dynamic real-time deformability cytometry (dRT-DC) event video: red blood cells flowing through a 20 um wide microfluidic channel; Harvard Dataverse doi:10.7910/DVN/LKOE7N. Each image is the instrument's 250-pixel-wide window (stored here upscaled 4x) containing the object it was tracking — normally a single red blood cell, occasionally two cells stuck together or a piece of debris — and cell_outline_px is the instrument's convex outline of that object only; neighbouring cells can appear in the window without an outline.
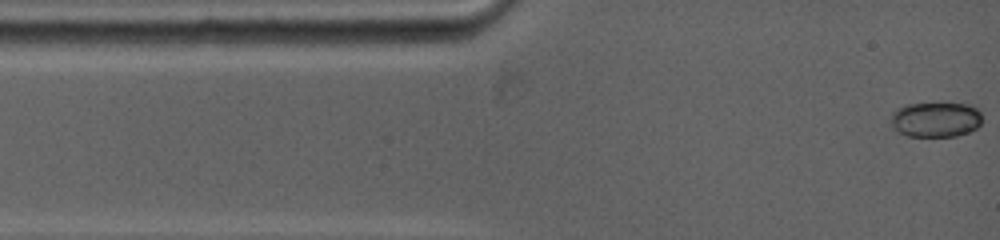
{"species": "common noctule bat (a hibernating species)", "species_latin": "Nyctalus noctula", "temperature_condition": "warm", "stored_images_in_passage": 56, "camera_frame_rate_fps": 5000, "um_per_image_px": 0.085, "animal": {"sex": "female", "body_mass_g": 19.0, "forearm_length_mm": 53.3}, "frame": {"image": 1, "passage_image": 1, "time_ms": 0.0, "image_size_px": [1000, 240], "cell_outline_px": [[980, 124], [976, 128], [968, 132], [956, 136], [908, 136], [896, 132], [888, 124], [892, 112], [896, 108], [904, 104], [968, 104], [976, 108], [980, 112]], "centroid_in_image_um": [79.44, 10.17], "position_along_channel_um": 5.6, "area_um2": 18.84}}
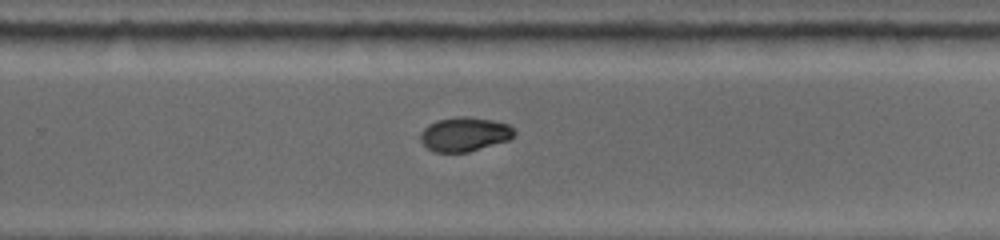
{"frame": {"image": 2, "passage_image": 27, "time_ms": 8.6, "image_size_px": [1000, 240], "cell_outline_px": [[516, 132], [508, 140], [468, 152], [436, 152], [428, 148], [420, 140], [420, 132], [428, 124], [436, 120], [456, 116], [468, 116], [492, 120], [508, 124]], "centroid_in_image_um": [39.46, 11.39], "position_along_channel_um": 290.3, "area_um2": 18.67}}
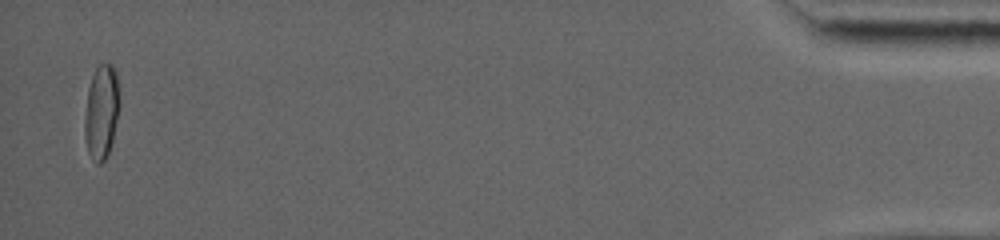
{"frame": {"image": 3, "passage_image": 53, "time_ms": 15.6, "image_size_px": [1000, 240], "cell_outline_px": [[120, 104], [112, 140], [108, 156], [100, 164], [96, 164], [88, 152], [84, 136], [84, 120], [88, 88], [96, 64], [112, 64], [116, 68], [120, 100]], "centroid_in_image_um": [8.63, 9.48], "position_along_channel_um": 426.6, "area_um2": 19.48}, "authors_computed_cell_mechanics": {"area_um2": 19.0451, "velocity_mm_per_s": 3.9175, "shape_relaxation_time_tau1_ms": null, "shape_relaxation_time_tau2_ms": 4.603, "deformation_change_tau1": null, "deformation_change_tau2": 0.0375}}